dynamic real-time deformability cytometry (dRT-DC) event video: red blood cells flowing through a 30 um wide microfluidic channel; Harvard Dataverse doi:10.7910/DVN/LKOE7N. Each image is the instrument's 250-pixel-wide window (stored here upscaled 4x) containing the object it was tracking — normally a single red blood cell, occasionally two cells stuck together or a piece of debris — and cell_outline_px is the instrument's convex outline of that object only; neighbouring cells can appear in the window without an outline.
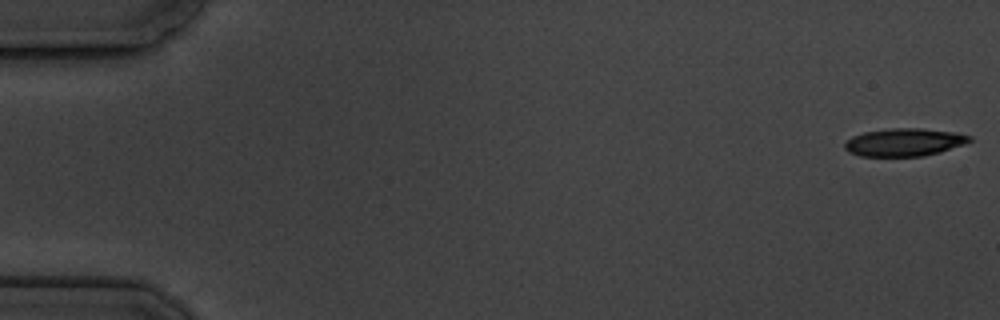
{"species": "common noctule bat (a hibernating species)", "species_latin": "Nyctalus noctula", "temperature_condition": "cold", "stored_images_in_passage": 7, "camera_frame_rate_fps": 3000, "um_per_image_px": 0.085, "animal": {"sex": "male", "body_mass_g": 19.5, "forearm_length_mm": 54.6}, "frame": {"image": 1, "passage_image": 1, "time_ms": 0.0, "image_size_px": [1000, 320], "cell_outline_px": [[972, 140], [964, 144], [940, 152], [924, 156], [860, 156], [848, 152], [844, 148], [844, 144], [852, 136], [864, 132], [892, 128], [920, 128], [956, 132], [972, 136]], "centroid_in_image_um": [76.87, 12.09], "position_along_channel_um": 8.1, "area_um2": 20.29}}
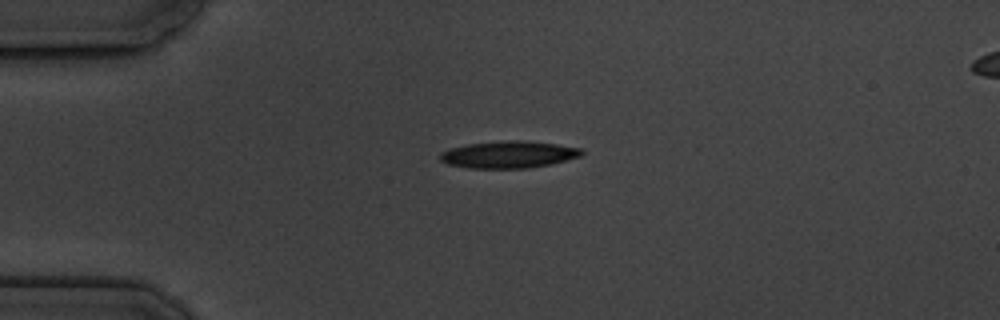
{"frame": {"image": 2, "passage_image": 5, "time_ms": 4.333, "image_size_px": [1000, 320], "cell_outline_px": [[584, 152], [580, 156], [552, 164], [528, 168], [468, 168], [448, 164], [440, 160], [440, 152], [452, 148], [468, 144], [516, 140], [520, 140], [556, 144], [580, 148]], "centroid_in_image_um": [43.24, 13.15], "position_along_channel_um": 41.8, "area_um2": 22.02}}